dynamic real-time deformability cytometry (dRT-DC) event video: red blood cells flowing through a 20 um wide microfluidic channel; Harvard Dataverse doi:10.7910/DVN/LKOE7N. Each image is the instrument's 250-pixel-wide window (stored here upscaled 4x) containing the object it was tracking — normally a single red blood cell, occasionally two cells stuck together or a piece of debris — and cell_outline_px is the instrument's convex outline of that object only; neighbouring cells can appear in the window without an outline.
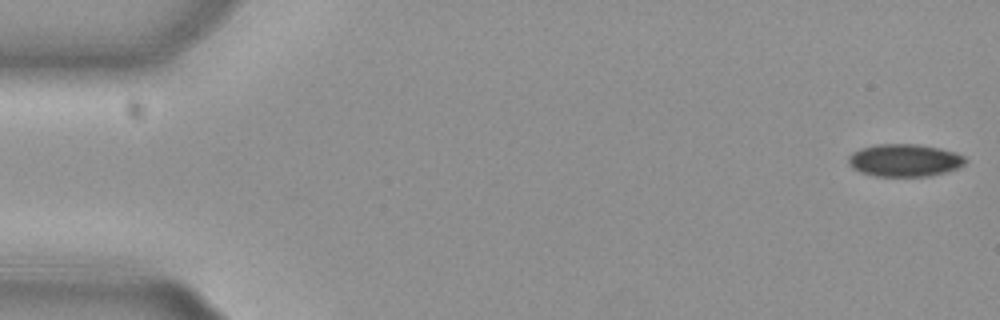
{"species": "common noctule bat (a hibernating species)", "species_latin": "Nyctalus noctula", "temperature_condition": "cold", "stored_images_in_passage": 10, "camera_frame_rate_fps": 3000, "um_per_image_px": 0.085, "animal": {"sex": "female", "body_mass_g": 29.2, "forearm_length_mm": 56.3}, "frame": {"image": 1, "passage_image": 1, "time_ms": 0.0, "image_size_px": [1000, 320], "cell_outline_px": [[968, 160], [964, 164], [956, 168], [944, 172], [928, 176], [876, 176], [860, 172], [852, 168], [848, 164], [848, 156], [852, 152], [860, 148], [876, 144], [920, 144], [940, 148], [956, 152], [964, 156]], "centroid_in_image_um": [76.86, 13.61], "position_along_channel_um": 8.1, "area_um2": 22.31}}